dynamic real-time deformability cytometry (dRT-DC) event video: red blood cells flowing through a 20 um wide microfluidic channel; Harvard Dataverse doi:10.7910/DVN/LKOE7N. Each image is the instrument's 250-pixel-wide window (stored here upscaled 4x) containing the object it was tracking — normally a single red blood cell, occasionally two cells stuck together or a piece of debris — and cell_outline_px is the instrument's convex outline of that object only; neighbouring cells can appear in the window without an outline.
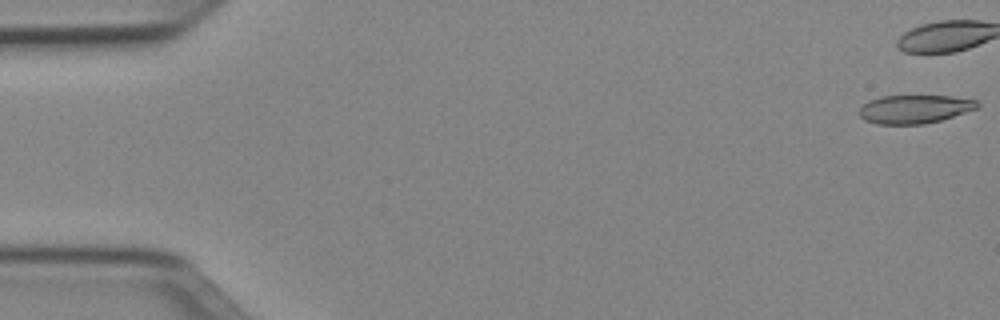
{"species": "Egyptian fruit bat (a non-hibernating species)", "species_latin": "Rousettus aegyptiacus", "temperature_condition": "cold", "stored_images_in_passage": 13, "camera_frame_rate_fps": 3000, "um_per_image_px": 0.085, "animal": {"sex": "female"}, "frame": {"image": 1, "passage_image": 1, "time_ms": 0.0, "image_size_px": [1000, 320], "cell_outline_px": [[980, 104], [976, 108], [940, 120], [924, 124], [876, 124], [864, 120], [860, 116], [860, 108], [868, 100], [880, 96], [952, 96], [976, 100]], "centroid_in_image_um": [77.7, 9.27], "position_along_channel_um": 7.3, "area_um2": 19.42}}